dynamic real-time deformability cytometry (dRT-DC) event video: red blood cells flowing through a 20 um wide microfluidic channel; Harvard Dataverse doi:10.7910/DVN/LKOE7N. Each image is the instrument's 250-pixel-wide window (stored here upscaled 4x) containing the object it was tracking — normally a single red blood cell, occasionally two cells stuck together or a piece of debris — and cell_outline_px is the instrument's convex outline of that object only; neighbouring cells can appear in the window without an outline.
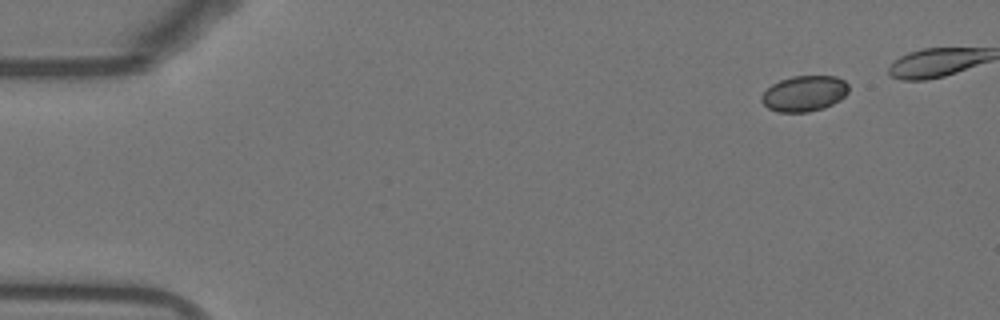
{"species": "Egyptian fruit bat (a non-hibernating species)", "species_latin": "Rousettus aegyptiacus", "temperature_condition": "warm", "stored_images_in_passage": 12, "camera_frame_rate_fps": 3000, "um_per_image_px": 0.085, "animal": {"sex": "female"}, "frame": {"image": 1, "passage_image": 1, "time_ms": 0.0, "image_size_px": [1000, 320], "cell_outline_px": [[848, 92], [840, 100], [824, 108], [808, 112], [780, 112], [768, 108], [760, 100], [760, 96], [772, 84], [780, 80], [792, 76], [836, 76], [844, 80], [848, 84]], "centroid_in_image_um": [68.37, 7.95], "position_along_channel_um": 16.6, "area_um2": 18.15}}